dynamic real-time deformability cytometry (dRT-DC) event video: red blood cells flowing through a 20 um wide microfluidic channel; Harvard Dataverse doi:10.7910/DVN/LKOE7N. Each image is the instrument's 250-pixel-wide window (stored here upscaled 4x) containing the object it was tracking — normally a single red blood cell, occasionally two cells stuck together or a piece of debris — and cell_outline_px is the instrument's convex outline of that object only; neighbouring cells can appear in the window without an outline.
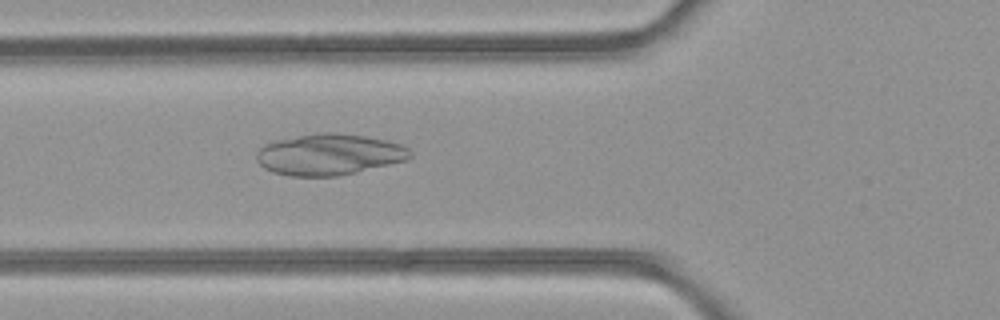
{"species": "common noctule bat (a hibernating species)", "species_latin": "Nyctalus noctula", "temperature_condition": "room temperature", "stored_images_in_passage": 34, "camera_frame_rate_fps": 3000, "um_per_image_px": 0.085, "animal": {"sex": "female", "body_mass_g": 21.9}, "frame": {"image": 1, "passage_image": 3, "time_ms": 0.667, "image_size_px": [1000, 320], "cell_outline_px": [[412, 156], [408, 160], [356, 172], [336, 176], [288, 176], [272, 172], [264, 168], [256, 160], [256, 152], [264, 144], [276, 140], [316, 132], [336, 132], [364, 136], [388, 140], [400, 144], [408, 148], [412, 152]], "centroid_in_image_um": [27.97, 13.12], "position_along_channel_um": 97.8, "area_um2": 37.17}}
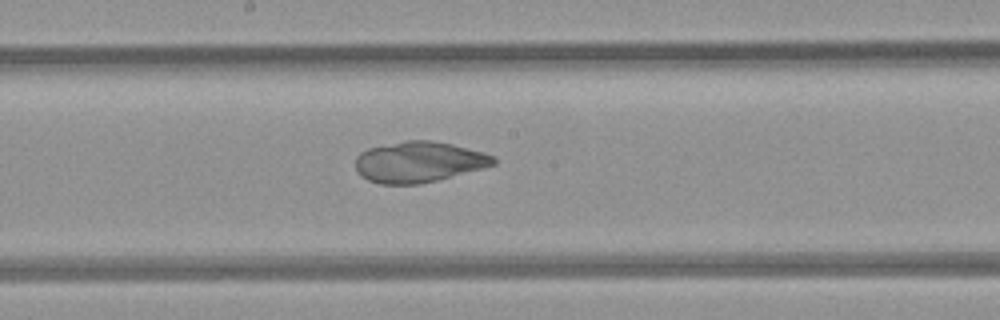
{"frame": {"image": 2, "passage_image": 11, "time_ms": 3.333, "image_size_px": [1000, 320], "cell_outline_px": [[496, 164], [436, 180], [420, 184], [380, 184], [368, 180], [360, 176], [356, 172], [356, 156], [360, 152], [368, 148], [404, 140], [432, 140], [452, 144], [480, 152], [492, 156], [496, 160]], "centroid_in_image_um": [35.52, 13.76], "position_along_channel_um": 212.7, "area_um2": 32.6}}
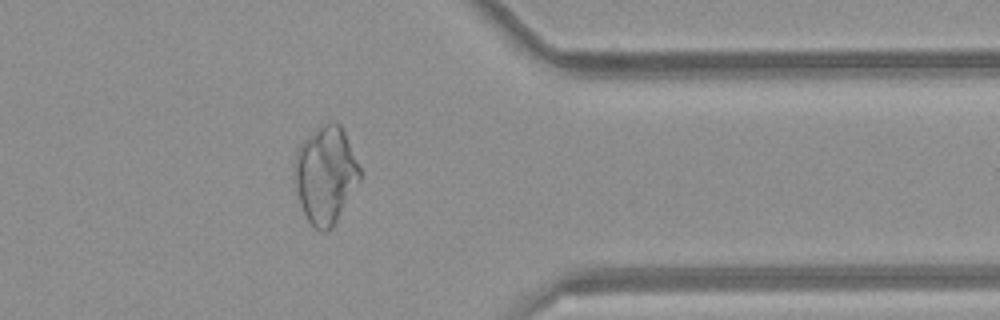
{"frame": {"image": 3, "passage_image": 24, "time_ms": 7.667, "image_size_px": [1000, 320], "cell_outline_px": [[360, 180], [332, 228], [324, 232], [320, 232], [308, 220], [300, 204], [296, 188], [296, 152], [300, 144], [320, 124], [340, 124], [344, 132], [360, 168]], "centroid_in_image_um": [27.68, 14.88], "position_along_channel_um": 383.7, "area_um2": 36.18}}